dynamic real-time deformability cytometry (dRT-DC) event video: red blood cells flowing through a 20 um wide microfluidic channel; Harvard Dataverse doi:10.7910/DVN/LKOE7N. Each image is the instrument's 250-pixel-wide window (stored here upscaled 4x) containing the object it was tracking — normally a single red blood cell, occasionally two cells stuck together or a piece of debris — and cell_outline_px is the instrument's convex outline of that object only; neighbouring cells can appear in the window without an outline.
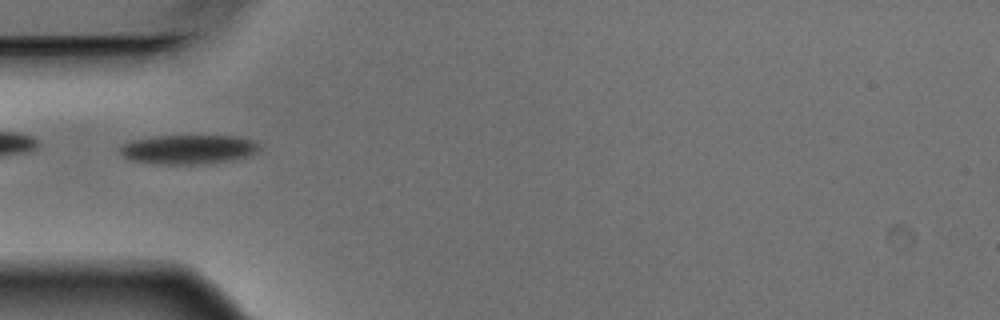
{"species": "Egyptian fruit bat (a non-hibernating species)", "species_latin": "Rousettus aegyptiacus", "temperature_condition": "warm", "stored_images_in_passage": 5, "camera_frame_rate_fps": 3000, "um_per_image_px": 0.085, "animal": {"sex": "male"}, "frame": {"image": 1, "passage_image": 4, "time_ms": 1.0, "image_size_px": [1000, 320], "cell_outline_px": [[260, 152], [252, 156], [212, 164], [156, 164], [128, 160], [120, 152], [120, 144], [128, 140], [156, 136], [236, 136], [252, 140], [260, 144]], "centroid_in_image_um": [16.03, 12.71], "position_along_channel_um": 69.0, "area_um2": 24.39}}
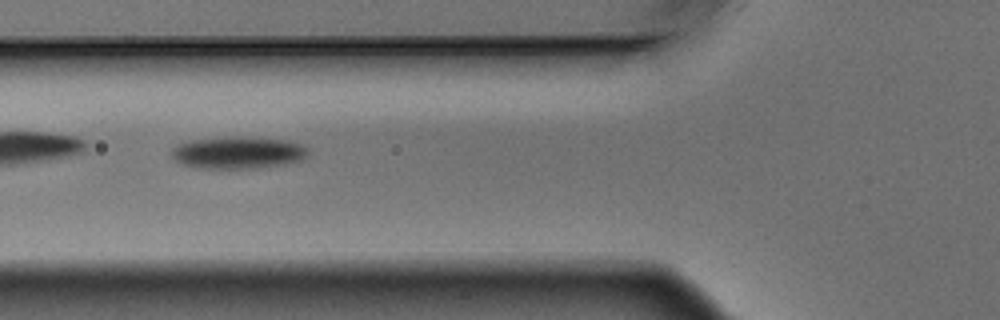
{"frame": {"image": 2, "passage_image": 5, "time_ms": 1.333, "image_size_px": [1000, 320], "cell_outline_px": [[308, 156], [300, 160], [284, 164], [256, 168], [208, 168], [184, 164], [176, 160], [172, 156], [172, 148], [176, 144], [196, 140], [228, 136], [236, 136], [288, 140], [300, 144], [308, 148]], "centroid_in_image_um": [20.27, 12.96], "position_along_channel_um": 105.5, "area_um2": 25.32}}